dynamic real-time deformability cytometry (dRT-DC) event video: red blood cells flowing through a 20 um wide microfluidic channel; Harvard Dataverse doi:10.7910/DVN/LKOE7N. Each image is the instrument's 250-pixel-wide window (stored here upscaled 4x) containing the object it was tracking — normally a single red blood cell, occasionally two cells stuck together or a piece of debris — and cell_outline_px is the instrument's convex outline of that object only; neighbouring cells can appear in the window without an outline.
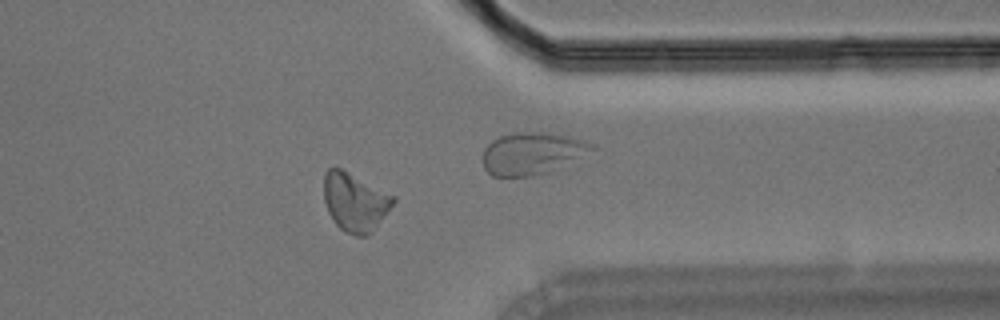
{"species": "Egyptian fruit bat (a non-hibernating species)", "species_latin": "Rousettus aegyptiacus", "temperature_condition": "room temperature", "stored_images_in_passage": 38, "camera_frame_rate_fps": 3000, "um_per_image_px": 0.085, "animal": {"sex": "male"}, "frame": {"image": 1, "passage_image": 27, "time_ms": 8.667, "image_size_px": [1000, 320], "cell_outline_px": [[396, 200], [372, 232], [364, 236], [356, 236], [344, 232], [332, 220], [328, 212], [324, 200], [324, 172], [328, 168], [340, 168], [396, 196]], "centroid_in_image_um": [30.16, 17.18], "position_along_channel_um": 381.2, "area_um2": 23.58}}